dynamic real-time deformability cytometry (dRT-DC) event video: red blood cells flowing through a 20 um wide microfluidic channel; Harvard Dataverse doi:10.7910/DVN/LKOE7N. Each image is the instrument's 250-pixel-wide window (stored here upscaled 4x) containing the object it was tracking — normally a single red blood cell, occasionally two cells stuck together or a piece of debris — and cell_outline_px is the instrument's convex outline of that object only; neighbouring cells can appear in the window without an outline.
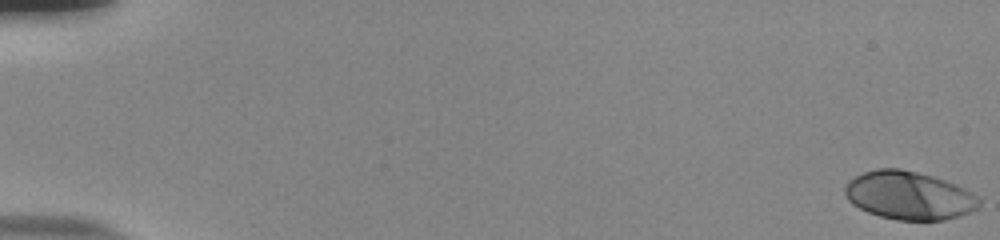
{"species": "human", "species_latin": "Homo sapiens", "temperature_condition": "room temperature", "stored_images_in_passage": 56, "camera_frame_rate_fps": 3000, "um_per_image_px": 0.085, "donor": {"sex": "male"}, "frame": {"image": 1, "passage_image": 1, "time_ms": 0.0, "image_size_px": [1000, 240], "cell_outline_px": [[980, 208], [944, 220], [896, 220], [880, 216], [868, 212], [852, 204], [848, 200], [844, 192], [844, 188], [848, 180], [864, 172], [876, 168], [900, 168], [932, 176], [956, 184], [980, 196]], "centroid_in_image_um": [77.26, 16.61], "position_along_channel_um": 7.7, "area_um2": 37.8}}
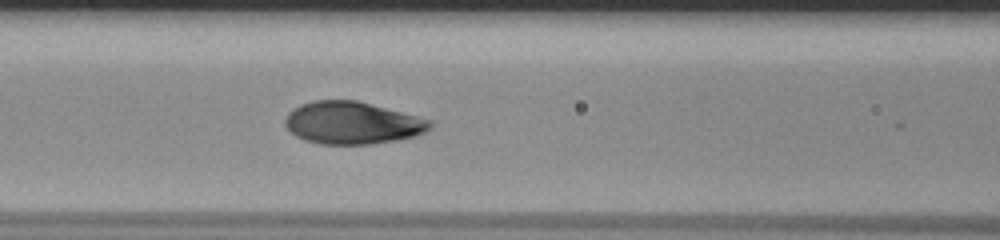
{"frame": {"image": 2, "passage_image": 26, "time_ms": 8.333, "image_size_px": [1000, 240], "cell_outline_px": [[432, 128], [416, 136], [396, 140], [372, 144], [320, 144], [304, 140], [296, 136], [284, 124], [284, 120], [288, 112], [292, 108], [300, 104], [312, 100], [356, 100], [432, 120]], "centroid_in_image_um": [29.92, 10.44], "position_along_channel_um": 136.7, "area_um2": 35.89}}
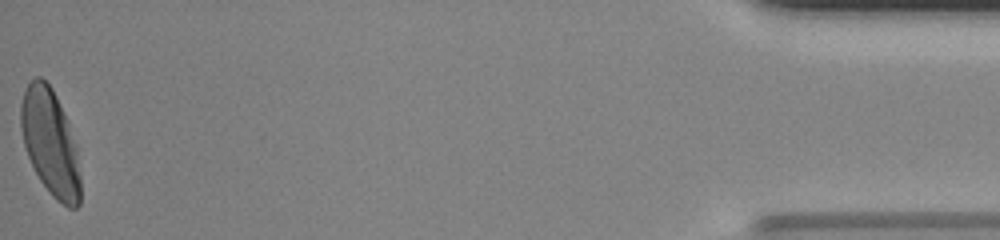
{"frame": {"image": 3, "passage_image": 56, "time_ms": 18.333, "image_size_px": [1000, 240], "cell_outline_px": [[80, 204], [76, 208], [68, 208], [56, 200], [52, 196], [40, 180], [28, 156], [24, 144], [20, 128], [20, 104], [24, 92], [28, 84], [36, 76], [40, 76], [52, 88], [56, 96], [64, 116], [76, 148], [80, 176]], "centroid_in_image_um": [4.25, 12.15], "position_along_channel_um": 430.9, "area_um2": 36.3}, "authors_computed_cell_mechanics": {"area_um2": 36.5296, "velocity_mm_per_s": 3.8007, "shape_relaxation_time_tau1_ms": 2.8662, "shape_relaxation_time_tau2_ms": null, "deformation_change_tau1": 0.176, "deformation_change_tau2": null}}